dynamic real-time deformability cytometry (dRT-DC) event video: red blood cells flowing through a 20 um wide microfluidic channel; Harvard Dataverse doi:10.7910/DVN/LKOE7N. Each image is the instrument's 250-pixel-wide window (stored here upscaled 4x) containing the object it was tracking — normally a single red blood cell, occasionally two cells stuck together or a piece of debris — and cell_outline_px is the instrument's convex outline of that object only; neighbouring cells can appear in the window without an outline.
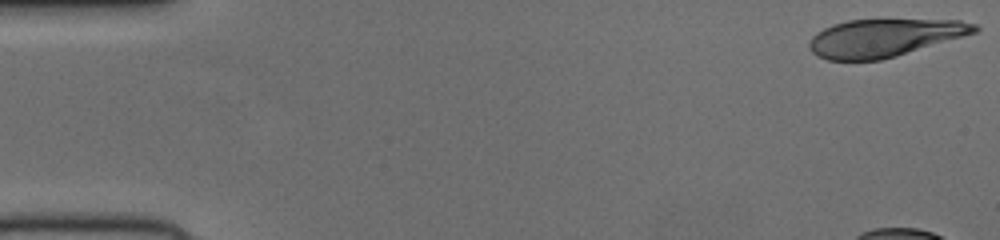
{"species": "human", "species_latin": "Homo sapiens", "temperature_condition": "cold", "stored_images_in_passage": 11, "camera_frame_rate_fps": 3000, "um_per_image_px": 0.085, "donor": {"sex": "female"}, "frame": {"image": 1, "passage_image": 1, "time_ms": 0.0, "image_size_px": [1000, 240], "cell_outline_px": [[980, 28], [976, 32], [896, 56], [880, 60], [828, 60], [816, 56], [808, 48], [808, 44], [812, 36], [816, 32], [832, 24], [848, 20], [960, 20], [976, 24]], "centroid_in_image_um": [75.11, 3.21], "position_along_channel_um": 9.9, "area_um2": 36.18}}